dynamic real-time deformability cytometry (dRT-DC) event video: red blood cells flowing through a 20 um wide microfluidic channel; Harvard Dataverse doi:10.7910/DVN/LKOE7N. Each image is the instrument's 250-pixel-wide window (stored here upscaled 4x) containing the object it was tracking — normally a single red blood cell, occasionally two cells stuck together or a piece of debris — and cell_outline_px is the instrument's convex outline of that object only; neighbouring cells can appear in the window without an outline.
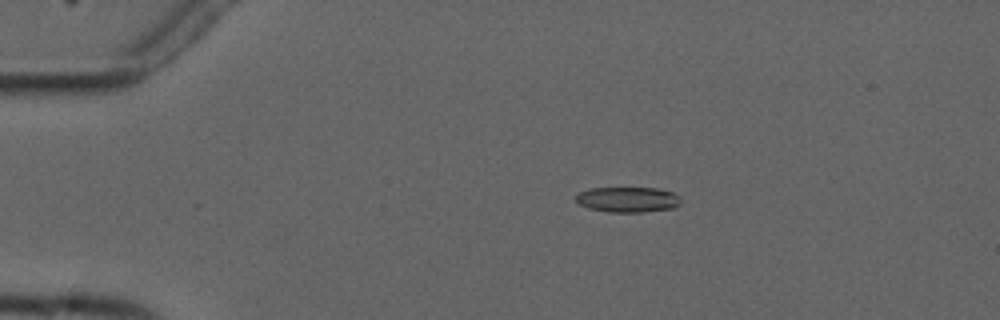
{"species": "common noctule bat (a hibernating species)", "species_latin": "Nyctalus noctula", "temperature_condition": "cold", "stored_images_in_passage": 8, "camera_frame_rate_fps": 3000, "um_per_image_px": 0.085, "animal": {"sex": "male", "forearm_length_mm": 52.5}, "frame": {"image": 1, "passage_image": 1, "time_ms": 0.0, "image_size_px": [1000, 320], "cell_outline_px": [[680, 204], [676, 208], [644, 212], [608, 212], [588, 208], [580, 204], [576, 200], [576, 196], [580, 192], [588, 188], [656, 188], [672, 192], [680, 196]], "centroid_in_image_um": [53.39, 16.97], "position_along_channel_um": 31.6, "area_um2": 15.61}}
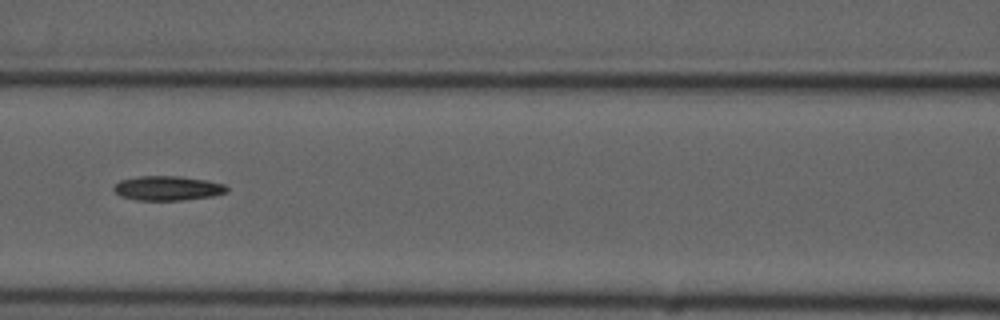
{"frame": {"image": 2, "passage_image": 5, "time_ms": 4.667, "image_size_px": [1000, 320], "cell_outline_px": [[228, 192], [212, 196], [180, 200], [136, 200], [120, 196], [112, 188], [120, 180], [140, 176], [180, 176], [204, 180], [224, 184], [228, 188]], "centroid_in_image_um": [14.23, 16.0], "position_along_channel_um": 152.4, "area_um2": 16.01}}
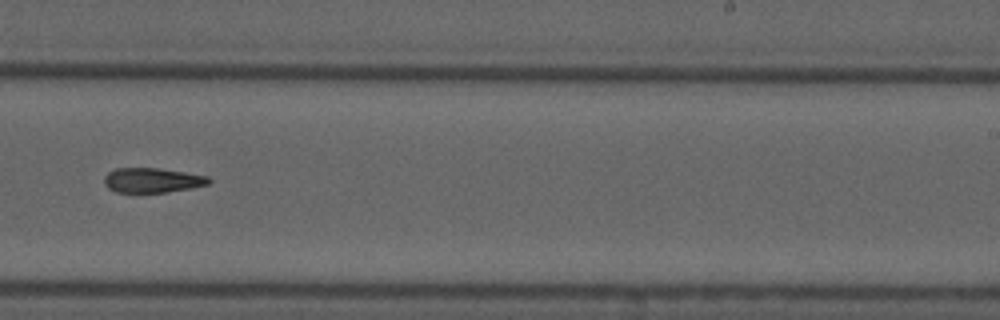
{"frame": {"image": 3, "passage_image": 8, "time_ms": 8.0, "image_size_px": [1000, 320], "cell_outline_px": [[212, 180], [208, 184], [192, 188], [168, 192], [116, 192], [108, 188], [104, 184], [104, 176], [108, 172], [116, 168], [160, 168], [208, 176]], "centroid_in_image_um": [12.94, 15.32], "position_along_channel_um": 276.1, "area_um2": 15.14}}